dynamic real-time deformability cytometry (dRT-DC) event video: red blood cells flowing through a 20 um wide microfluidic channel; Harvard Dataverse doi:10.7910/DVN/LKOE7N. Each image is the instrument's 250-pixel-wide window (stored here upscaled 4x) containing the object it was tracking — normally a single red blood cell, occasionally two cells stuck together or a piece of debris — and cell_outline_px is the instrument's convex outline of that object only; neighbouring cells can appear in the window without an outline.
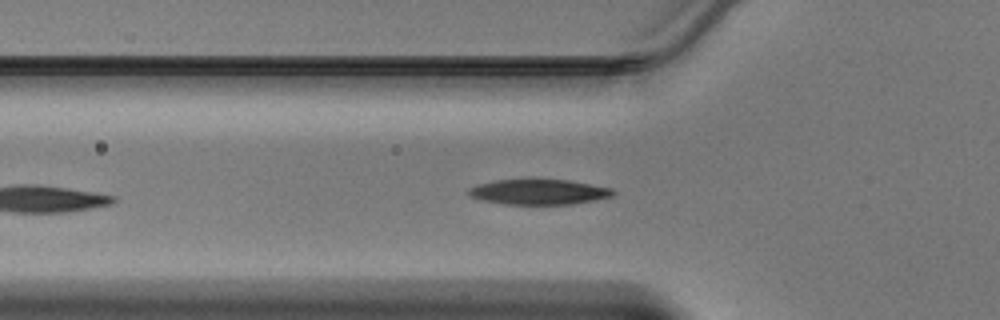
{"species": "Egyptian fruit bat (a non-hibernating species)", "species_latin": "Rousettus aegyptiacus", "temperature_condition": "warm", "stored_images_in_passage": 33, "camera_frame_rate_fps": 3000, "um_per_image_px": 0.085, "animal": {"sex": "male"}, "frame": {"image": 1, "passage_image": 4, "time_ms": 1.0, "image_size_px": [1000, 320], "cell_outline_px": [[616, 192], [612, 196], [592, 200], [568, 204], [504, 204], [484, 200], [468, 196], [468, 188], [476, 184], [496, 180], [568, 180], [592, 184], [612, 188]], "centroid_in_image_um": [45.77, 16.31], "position_along_channel_um": 80.0, "area_um2": 21.04}}
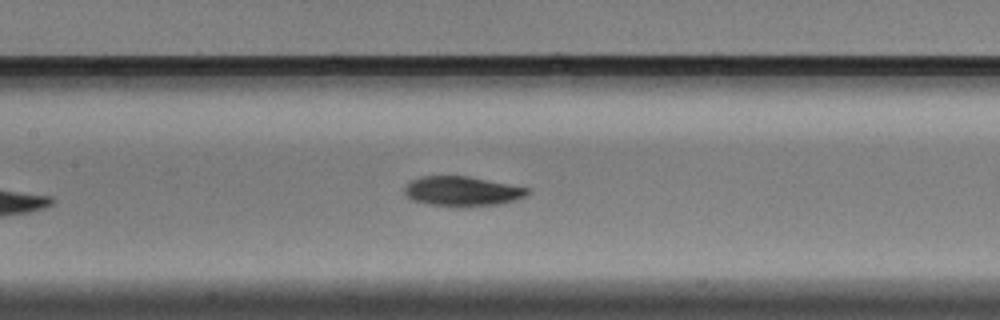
{"frame": {"image": 2, "passage_image": 10, "time_ms": 3.0, "image_size_px": [1000, 320], "cell_outline_px": [[528, 192], [524, 196], [500, 204], [424, 204], [412, 200], [404, 196], [404, 188], [412, 180], [420, 176], [468, 176], [528, 188]], "centroid_in_image_um": [39.2, 16.21], "position_along_channel_um": 168.2, "area_um2": 20.4}}
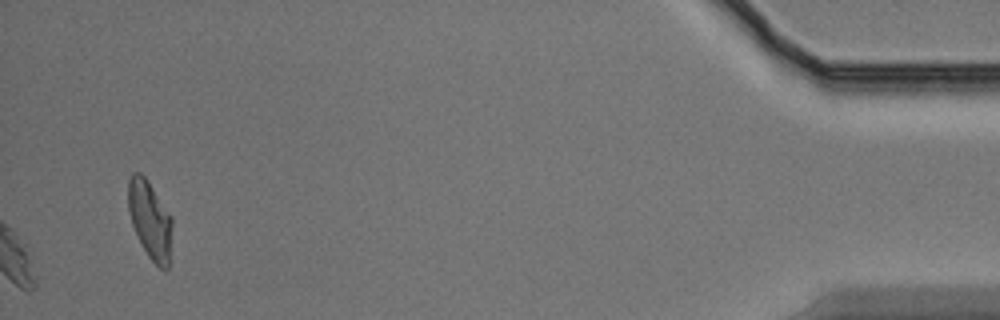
{"frame": {"image": 3, "passage_image": 33, "time_ms": 10.667, "image_size_px": [1000, 320], "cell_outline_px": [[172, 224], [168, 268], [160, 268], [148, 256], [132, 224], [128, 208], [128, 180], [132, 172], [140, 172], [148, 180], [172, 216]], "centroid_in_image_um": [12.75, 18.62], "position_along_channel_um": 422.5, "area_um2": 19.77}}